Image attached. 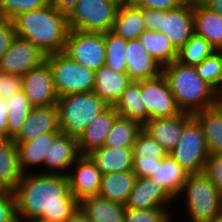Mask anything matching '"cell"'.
I'll return each mask as SVG.
<instances>
[{
    "label": "cell",
    "instance_id": "obj_1",
    "mask_svg": "<svg viewBox=\"0 0 222 222\" xmlns=\"http://www.w3.org/2000/svg\"><path fill=\"white\" fill-rule=\"evenodd\" d=\"M13 193L18 221L40 218L65 222L79 207L70 192L67 177L60 174L23 173Z\"/></svg>",
    "mask_w": 222,
    "mask_h": 222
},
{
    "label": "cell",
    "instance_id": "obj_2",
    "mask_svg": "<svg viewBox=\"0 0 222 222\" xmlns=\"http://www.w3.org/2000/svg\"><path fill=\"white\" fill-rule=\"evenodd\" d=\"M12 22L16 36L30 41L45 55L64 52L70 30L67 15L51 2L40 9L18 14Z\"/></svg>",
    "mask_w": 222,
    "mask_h": 222
},
{
    "label": "cell",
    "instance_id": "obj_3",
    "mask_svg": "<svg viewBox=\"0 0 222 222\" xmlns=\"http://www.w3.org/2000/svg\"><path fill=\"white\" fill-rule=\"evenodd\" d=\"M175 102L182 112L194 114L217 103V91L196 72L194 66L174 60L163 66Z\"/></svg>",
    "mask_w": 222,
    "mask_h": 222
},
{
    "label": "cell",
    "instance_id": "obj_4",
    "mask_svg": "<svg viewBox=\"0 0 222 222\" xmlns=\"http://www.w3.org/2000/svg\"><path fill=\"white\" fill-rule=\"evenodd\" d=\"M60 132L78 138L108 105L94 92L58 97Z\"/></svg>",
    "mask_w": 222,
    "mask_h": 222
},
{
    "label": "cell",
    "instance_id": "obj_5",
    "mask_svg": "<svg viewBox=\"0 0 222 222\" xmlns=\"http://www.w3.org/2000/svg\"><path fill=\"white\" fill-rule=\"evenodd\" d=\"M182 196L190 222H210L222 211V192L203 173L188 175Z\"/></svg>",
    "mask_w": 222,
    "mask_h": 222
},
{
    "label": "cell",
    "instance_id": "obj_6",
    "mask_svg": "<svg viewBox=\"0 0 222 222\" xmlns=\"http://www.w3.org/2000/svg\"><path fill=\"white\" fill-rule=\"evenodd\" d=\"M58 97L93 92L95 71L72 60L66 53L46 55Z\"/></svg>",
    "mask_w": 222,
    "mask_h": 222
},
{
    "label": "cell",
    "instance_id": "obj_7",
    "mask_svg": "<svg viewBox=\"0 0 222 222\" xmlns=\"http://www.w3.org/2000/svg\"><path fill=\"white\" fill-rule=\"evenodd\" d=\"M119 5L108 0H79L67 15L70 30L111 31Z\"/></svg>",
    "mask_w": 222,
    "mask_h": 222
},
{
    "label": "cell",
    "instance_id": "obj_8",
    "mask_svg": "<svg viewBox=\"0 0 222 222\" xmlns=\"http://www.w3.org/2000/svg\"><path fill=\"white\" fill-rule=\"evenodd\" d=\"M168 154L190 174L203 172L209 152L203 130L194 117L184 125L177 145Z\"/></svg>",
    "mask_w": 222,
    "mask_h": 222
},
{
    "label": "cell",
    "instance_id": "obj_9",
    "mask_svg": "<svg viewBox=\"0 0 222 222\" xmlns=\"http://www.w3.org/2000/svg\"><path fill=\"white\" fill-rule=\"evenodd\" d=\"M64 53L86 68L96 71L105 64L104 33L69 30Z\"/></svg>",
    "mask_w": 222,
    "mask_h": 222
},
{
    "label": "cell",
    "instance_id": "obj_10",
    "mask_svg": "<svg viewBox=\"0 0 222 222\" xmlns=\"http://www.w3.org/2000/svg\"><path fill=\"white\" fill-rule=\"evenodd\" d=\"M141 96L150 119L170 118L180 114L175 98L163 74L141 81Z\"/></svg>",
    "mask_w": 222,
    "mask_h": 222
},
{
    "label": "cell",
    "instance_id": "obj_11",
    "mask_svg": "<svg viewBox=\"0 0 222 222\" xmlns=\"http://www.w3.org/2000/svg\"><path fill=\"white\" fill-rule=\"evenodd\" d=\"M21 89L33 107L56 105L58 95L46 61L21 76Z\"/></svg>",
    "mask_w": 222,
    "mask_h": 222
},
{
    "label": "cell",
    "instance_id": "obj_12",
    "mask_svg": "<svg viewBox=\"0 0 222 222\" xmlns=\"http://www.w3.org/2000/svg\"><path fill=\"white\" fill-rule=\"evenodd\" d=\"M66 177L70 192L78 202L98 195L102 173L88 155H80Z\"/></svg>",
    "mask_w": 222,
    "mask_h": 222
},
{
    "label": "cell",
    "instance_id": "obj_13",
    "mask_svg": "<svg viewBox=\"0 0 222 222\" xmlns=\"http://www.w3.org/2000/svg\"><path fill=\"white\" fill-rule=\"evenodd\" d=\"M45 57L30 41L16 36L0 61V71L21 77L44 62Z\"/></svg>",
    "mask_w": 222,
    "mask_h": 222
},
{
    "label": "cell",
    "instance_id": "obj_14",
    "mask_svg": "<svg viewBox=\"0 0 222 222\" xmlns=\"http://www.w3.org/2000/svg\"><path fill=\"white\" fill-rule=\"evenodd\" d=\"M158 31L164 33L178 51L194 34L193 9L180 5L168 11L159 10Z\"/></svg>",
    "mask_w": 222,
    "mask_h": 222
},
{
    "label": "cell",
    "instance_id": "obj_15",
    "mask_svg": "<svg viewBox=\"0 0 222 222\" xmlns=\"http://www.w3.org/2000/svg\"><path fill=\"white\" fill-rule=\"evenodd\" d=\"M175 200L152 178H138L133 185L125 209L141 210L170 207Z\"/></svg>",
    "mask_w": 222,
    "mask_h": 222
},
{
    "label": "cell",
    "instance_id": "obj_16",
    "mask_svg": "<svg viewBox=\"0 0 222 222\" xmlns=\"http://www.w3.org/2000/svg\"><path fill=\"white\" fill-rule=\"evenodd\" d=\"M80 156L77 138L60 133L51 144L44 157L43 168L40 173L60 174L66 176L72 164ZM51 170V171H48Z\"/></svg>",
    "mask_w": 222,
    "mask_h": 222
},
{
    "label": "cell",
    "instance_id": "obj_17",
    "mask_svg": "<svg viewBox=\"0 0 222 222\" xmlns=\"http://www.w3.org/2000/svg\"><path fill=\"white\" fill-rule=\"evenodd\" d=\"M48 132H60L57 105L33 107L13 142H28Z\"/></svg>",
    "mask_w": 222,
    "mask_h": 222
},
{
    "label": "cell",
    "instance_id": "obj_18",
    "mask_svg": "<svg viewBox=\"0 0 222 222\" xmlns=\"http://www.w3.org/2000/svg\"><path fill=\"white\" fill-rule=\"evenodd\" d=\"M127 74L131 81H143L158 77L163 66L145 50L139 39L127 41Z\"/></svg>",
    "mask_w": 222,
    "mask_h": 222
},
{
    "label": "cell",
    "instance_id": "obj_19",
    "mask_svg": "<svg viewBox=\"0 0 222 222\" xmlns=\"http://www.w3.org/2000/svg\"><path fill=\"white\" fill-rule=\"evenodd\" d=\"M192 117L193 115L190 113L181 112L170 118L150 119L143 125V130L169 153L177 145L184 125Z\"/></svg>",
    "mask_w": 222,
    "mask_h": 222
},
{
    "label": "cell",
    "instance_id": "obj_20",
    "mask_svg": "<svg viewBox=\"0 0 222 222\" xmlns=\"http://www.w3.org/2000/svg\"><path fill=\"white\" fill-rule=\"evenodd\" d=\"M117 117L118 114L114 106H108L84 129L77 138L80 155H87L91 151L104 146L106 136Z\"/></svg>",
    "mask_w": 222,
    "mask_h": 222
},
{
    "label": "cell",
    "instance_id": "obj_21",
    "mask_svg": "<svg viewBox=\"0 0 222 222\" xmlns=\"http://www.w3.org/2000/svg\"><path fill=\"white\" fill-rule=\"evenodd\" d=\"M130 82L127 73H117L103 65L95 71L93 92L108 106H114Z\"/></svg>",
    "mask_w": 222,
    "mask_h": 222
},
{
    "label": "cell",
    "instance_id": "obj_22",
    "mask_svg": "<svg viewBox=\"0 0 222 222\" xmlns=\"http://www.w3.org/2000/svg\"><path fill=\"white\" fill-rule=\"evenodd\" d=\"M189 174L167 154L162 160H158L157 169L151 178L163 187L174 200H178Z\"/></svg>",
    "mask_w": 222,
    "mask_h": 222
},
{
    "label": "cell",
    "instance_id": "obj_23",
    "mask_svg": "<svg viewBox=\"0 0 222 222\" xmlns=\"http://www.w3.org/2000/svg\"><path fill=\"white\" fill-rule=\"evenodd\" d=\"M102 174L133 170L132 148L105 147L87 154Z\"/></svg>",
    "mask_w": 222,
    "mask_h": 222
},
{
    "label": "cell",
    "instance_id": "obj_24",
    "mask_svg": "<svg viewBox=\"0 0 222 222\" xmlns=\"http://www.w3.org/2000/svg\"><path fill=\"white\" fill-rule=\"evenodd\" d=\"M193 117L203 130L209 155L222 153V109L216 104L194 113Z\"/></svg>",
    "mask_w": 222,
    "mask_h": 222
},
{
    "label": "cell",
    "instance_id": "obj_25",
    "mask_svg": "<svg viewBox=\"0 0 222 222\" xmlns=\"http://www.w3.org/2000/svg\"><path fill=\"white\" fill-rule=\"evenodd\" d=\"M146 31L142 16V8L127 2L119 6L111 32L125 40L139 39V36Z\"/></svg>",
    "mask_w": 222,
    "mask_h": 222
},
{
    "label": "cell",
    "instance_id": "obj_26",
    "mask_svg": "<svg viewBox=\"0 0 222 222\" xmlns=\"http://www.w3.org/2000/svg\"><path fill=\"white\" fill-rule=\"evenodd\" d=\"M79 208L91 222H123L125 205L98 195L81 200Z\"/></svg>",
    "mask_w": 222,
    "mask_h": 222
},
{
    "label": "cell",
    "instance_id": "obj_27",
    "mask_svg": "<svg viewBox=\"0 0 222 222\" xmlns=\"http://www.w3.org/2000/svg\"><path fill=\"white\" fill-rule=\"evenodd\" d=\"M61 132H48L28 142H14L17 146L19 165L23 173H28L29 167L44 164V157L54 139Z\"/></svg>",
    "mask_w": 222,
    "mask_h": 222
},
{
    "label": "cell",
    "instance_id": "obj_28",
    "mask_svg": "<svg viewBox=\"0 0 222 222\" xmlns=\"http://www.w3.org/2000/svg\"><path fill=\"white\" fill-rule=\"evenodd\" d=\"M142 100L141 81H131L114 104V109L119 117L136 120L144 125L149 120V114Z\"/></svg>",
    "mask_w": 222,
    "mask_h": 222
},
{
    "label": "cell",
    "instance_id": "obj_29",
    "mask_svg": "<svg viewBox=\"0 0 222 222\" xmlns=\"http://www.w3.org/2000/svg\"><path fill=\"white\" fill-rule=\"evenodd\" d=\"M135 180L133 171L102 174L98 196L125 205Z\"/></svg>",
    "mask_w": 222,
    "mask_h": 222
},
{
    "label": "cell",
    "instance_id": "obj_30",
    "mask_svg": "<svg viewBox=\"0 0 222 222\" xmlns=\"http://www.w3.org/2000/svg\"><path fill=\"white\" fill-rule=\"evenodd\" d=\"M194 33L222 50V16L205 6L193 8Z\"/></svg>",
    "mask_w": 222,
    "mask_h": 222
},
{
    "label": "cell",
    "instance_id": "obj_31",
    "mask_svg": "<svg viewBox=\"0 0 222 222\" xmlns=\"http://www.w3.org/2000/svg\"><path fill=\"white\" fill-rule=\"evenodd\" d=\"M22 176L17 146L12 140L5 139L0 144V184L7 191H13Z\"/></svg>",
    "mask_w": 222,
    "mask_h": 222
},
{
    "label": "cell",
    "instance_id": "obj_32",
    "mask_svg": "<svg viewBox=\"0 0 222 222\" xmlns=\"http://www.w3.org/2000/svg\"><path fill=\"white\" fill-rule=\"evenodd\" d=\"M143 125L131 119L117 117L106 136L104 146L112 148H132Z\"/></svg>",
    "mask_w": 222,
    "mask_h": 222
},
{
    "label": "cell",
    "instance_id": "obj_33",
    "mask_svg": "<svg viewBox=\"0 0 222 222\" xmlns=\"http://www.w3.org/2000/svg\"><path fill=\"white\" fill-rule=\"evenodd\" d=\"M139 40L148 54L153 56L162 66L176 60L177 50L164 33L146 30L139 36Z\"/></svg>",
    "mask_w": 222,
    "mask_h": 222
},
{
    "label": "cell",
    "instance_id": "obj_34",
    "mask_svg": "<svg viewBox=\"0 0 222 222\" xmlns=\"http://www.w3.org/2000/svg\"><path fill=\"white\" fill-rule=\"evenodd\" d=\"M6 102L8 106L7 139L13 140L20 132L33 106L22 89L6 99Z\"/></svg>",
    "mask_w": 222,
    "mask_h": 222
},
{
    "label": "cell",
    "instance_id": "obj_35",
    "mask_svg": "<svg viewBox=\"0 0 222 222\" xmlns=\"http://www.w3.org/2000/svg\"><path fill=\"white\" fill-rule=\"evenodd\" d=\"M105 64L117 73H127V40L111 31L104 32Z\"/></svg>",
    "mask_w": 222,
    "mask_h": 222
},
{
    "label": "cell",
    "instance_id": "obj_36",
    "mask_svg": "<svg viewBox=\"0 0 222 222\" xmlns=\"http://www.w3.org/2000/svg\"><path fill=\"white\" fill-rule=\"evenodd\" d=\"M216 49L203 37L195 33L177 51V58L181 64L195 66L210 56Z\"/></svg>",
    "mask_w": 222,
    "mask_h": 222
},
{
    "label": "cell",
    "instance_id": "obj_37",
    "mask_svg": "<svg viewBox=\"0 0 222 222\" xmlns=\"http://www.w3.org/2000/svg\"><path fill=\"white\" fill-rule=\"evenodd\" d=\"M197 74L216 91L222 86V50L214 51L194 66Z\"/></svg>",
    "mask_w": 222,
    "mask_h": 222
},
{
    "label": "cell",
    "instance_id": "obj_38",
    "mask_svg": "<svg viewBox=\"0 0 222 222\" xmlns=\"http://www.w3.org/2000/svg\"><path fill=\"white\" fill-rule=\"evenodd\" d=\"M133 157L162 160L168 153L145 130H142L132 145Z\"/></svg>",
    "mask_w": 222,
    "mask_h": 222
},
{
    "label": "cell",
    "instance_id": "obj_39",
    "mask_svg": "<svg viewBox=\"0 0 222 222\" xmlns=\"http://www.w3.org/2000/svg\"><path fill=\"white\" fill-rule=\"evenodd\" d=\"M170 207H157L141 210L125 209L123 222H173Z\"/></svg>",
    "mask_w": 222,
    "mask_h": 222
},
{
    "label": "cell",
    "instance_id": "obj_40",
    "mask_svg": "<svg viewBox=\"0 0 222 222\" xmlns=\"http://www.w3.org/2000/svg\"><path fill=\"white\" fill-rule=\"evenodd\" d=\"M51 0H0V18L12 20L23 12L47 6Z\"/></svg>",
    "mask_w": 222,
    "mask_h": 222
},
{
    "label": "cell",
    "instance_id": "obj_41",
    "mask_svg": "<svg viewBox=\"0 0 222 222\" xmlns=\"http://www.w3.org/2000/svg\"><path fill=\"white\" fill-rule=\"evenodd\" d=\"M202 173L222 192V153L208 155Z\"/></svg>",
    "mask_w": 222,
    "mask_h": 222
},
{
    "label": "cell",
    "instance_id": "obj_42",
    "mask_svg": "<svg viewBox=\"0 0 222 222\" xmlns=\"http://www.w3.org/2000/svg\"><path fill=\"white\" fill-rule=\"evenodd\" d=\"M0 222H18L13 191L0 194Z\"/></svg>",
    "mask_w": 222,
    "mask_h": 222
},
{
    "label": "cell",
    "instance_id": "obj_43",
    "mask_svg": "<svg viewBox=\"0 0 222 222\" xmlns=\"http://www.w3.org/2000/svg\"><path fill=\"white\" fill-rule=\"evenodd\" d=\"M21 90V77L0 71V98L3 100Z\"/></svg>",
    "mask_w": 222,
    "mask_h": 222
},
{
    "label": "cell",
    "instance_id": "obj_44",
    "mask_svg": "<svg viewBox=\"0 0 222 222\" xmlns=\"http://www.w3.org/2000/svg\"><path fill=\"white\" fill-rule=\"evenodd\" d=\"M16 37L12 20L0 18V61Z\"/></svg>",
    "mask_w": 222,
    "mask_h": 222
},
{
    "label": "cell",
    "instance_id": "obj_45",
    "mask_svg": "<svg viewBox=\"0 0 222 222\" xmlns=\"http://www.w3.org/2000/svg\"><path fill=\"white\" fill-rule=\"evenodd\" d=\"M158 160L133 157V172L138 178H151L157 169Z\"/></svg>",
    "mask_w": 222,
    "mask_h": 222
},
{
    "label": "cell",
    "instance_id": "obj_46",
    "mask_svg": "<svg viewBox=\"0 0 222 222\" xmlns=\"http://www.w3.org/2000/svg\"><path fill=\"white\" fill-rule=\"evenodd\" d=\"M134 6L145 9L168 11L182 5L179 0H131Z\"/></svg>",
    "mask_w": 222,
    "mask_h": 222
},
{
    "label": "cell",
    "instance_id": "obj_47",
    "mask_svg": "<svg viewBox=\"0 0 222 222\" xmlns=\"http://www.w3.org/2000/svg\"><path fill=\"white\" fill-rule=\"evenodd\" d=\"M142 16L147 31H158L159 10L142 8Z\"/></svg>",
    "mask_w": 222,
    "mask_h": 222
},
{
    "label": "cell",
    "instance_id": "obj_48",
    "mask_svg": "<svg viewBox=\"0 0 222 222\" xmlns=\"http://www.w3.org/2000/svg\"><path fill=\"white\" fill-rule=\"evenodd\" d=\"M8 106L6 100L0 98V134L7 139Z\"/></svg>",
    "mask_w": 222,
    "mask_h": 222
},
{
    "label": "cell",
    "instance_id": "obj_49",
    "mask_svg": "<svg viewBox=\"0 0 222 222\" xmlns=\"http://www.w3.org/2000/svg\"><path fill=\"white\" fill-rule=\"evenodd\" d=\"M78 1L79 0H51V4L58 11L68 15Z\"/></svg>",
    "mask_w": 222,
    "mask_h": 222
},
{
    "label": "cell",
    "instance_id": "obj_50",
    "mask_svg": "<svg viewBox=\"0 0 222 222\" xmlns=\"http://www.w3.org/2000/svg\"><path fill=\"white\" fill-rule=\"evenodd\" d=\"M65 222H91L78 207Z\"/></svg>",
    "mask_w": 222,
    "mask_h": 222
},
{
    "label": "cell",
    "instance_id": "obj_51",
    "mask_svg": "<svg viewBox=\"0 0 222 222\" xmlns=\"http://www.w3.org/2000/svg\"><path fill=\"white\" fill-rule=\"evenodd\" d=\"M205 7L219 13L222 16V0H208Z\"/></svg>",
    "mask_w": 222,
    "mask_h": 222
},
{
    "label": "cell",
    "instance_id": "obj_52",
    "mask_svg": "<svg viewBox=\"0 0 222 222\" xmlns=\"http://www.w3.org/2000/svg\"><path fill=\"white\" fill-rule=\"evenodd\" d=\"M182 5H185L190 8H196L205 6L208 0H179Z\"/></svg>",
    "mask_w": 222,
    "mask_h": 222
},
{
    "label": "cell",
    "instance_id": "obj_53",
    "mask_svg": "<svg viewBox=\"0 0 222 222\" xmlns=\"http://www.w3.org/2000/svg\"><path fill=\"white\" fill-rule=\"evenodd\" d=\"M18 222H50V221H46V220H43V219H40V218H33V219H28V220H25V221H18Z\"/></svg>",
    "mask_w": 222,
    "mask_h": 222
},
{
    "label": "cell",
    "instance_id": "obj_54",
    "mask_svg": "<svg viewBox=\"0 0 222 222\" xmlns=\"http://www.w3.org/2000/svg\"><path fill=\"white\" fill-rule=\"evenodd\" d=\"M210 222H222V211L215 216Z\"/></svg>",
    "mask_w": 222,
    "mask_h": 222
},
{
    "label": "cell",
    "instance_id": "obj_55",
    "mask_svg": "<svg viewBox=\"0 0 222 222\" xmlns=\"http://www.w3.org/2000/svg\"><path fill=\"white\" fill-rule=\"evenodd\" d=\"M108 1H113L114 3L118 4L119 6L129 2L128 0H108Z\"/></svg>",
    "mask_w": 222,
    "mask_h": 222
},
{
    "label": "cell",
    "instance_id": "obj_56",
    "mask_svg": "<svg viewBox=\"0 0 222 222\" xmlns=\"http://www.w3.org/2000/svg\"><path fill=\"white\" fill-rule=\"evenodd\" d=\"M217 101H222V86H221V88L217 91Z\"/></svg>",
    "mask_w": 222,
    "mask_h": 222
},
{
    "label": "cell",
    "instance_id": "obj_57",
    "mask_svg": "<svg viewBox=\"0 0 222 222\" xmlns=\"http://www.w3.org/2000/svg\"><path fill=\"white\" fill-rule=\"evenodd\" d=\"M7 192V190L0 184V194Z\"/></svg>",
    "mask_w": 222,
    "mask_h": 222
},
{
    "label": "cell",
    "instance_id": "obj_58",
    "mask_svg": "<svg viewBox=\"0 0 222 222\" xmlns=\"http://www.w3.org/2000/svg\"><path fill=\"white\" fill-rule=\"evenodd\" d=\"M216 104L222 109V101H217Z\"/></svg>",
    "mask_w": 222,
    "mask_h": 222
},
{
    "label": "cell",
    "instance_id": "obj_59",
    "mask_svg": "<svg viewBox=\"0 0 222 222\" xmlns=\"http://www.w3.org/2000/svg\"><path fill=\"white\" fill-rule=\"evenodd\" d=\"M5 140V138L0 134V144Z\"/></svg>",
    "mask_w": 222,
    "mask_h": 222
}]
</instances>
